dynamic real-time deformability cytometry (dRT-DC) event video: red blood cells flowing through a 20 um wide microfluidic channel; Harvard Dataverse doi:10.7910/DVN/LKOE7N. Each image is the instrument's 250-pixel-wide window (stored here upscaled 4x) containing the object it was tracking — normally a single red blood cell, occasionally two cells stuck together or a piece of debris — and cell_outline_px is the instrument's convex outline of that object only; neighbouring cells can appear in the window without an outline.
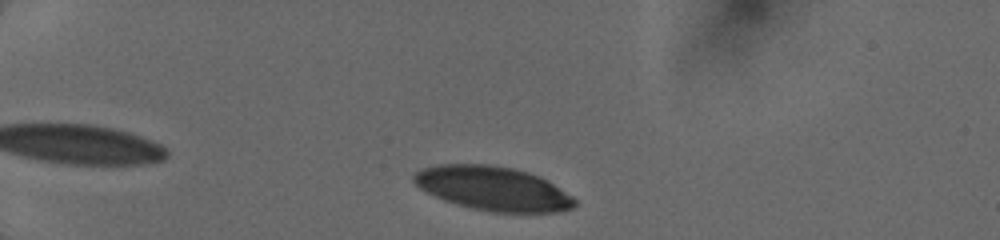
{"species": "human", "species_latin": "Homo sapiens", "temperature_condition": "cold", "stored_images_in_passage": 2, "camera_frame_rate_fps": 3000, "um_per_image_px": 0.085, "donor": {"sex": "female"}, "frame": {"image": 1, "passage_image": 1, "time_ms": 0.0, "image_size_px": [1000, 240], "cell_outline_px": [[576, 204], [572, 208], [556, 212], [492, 212], [472, 208], [456, 204], [444, 200], [420, 188], [412, 180], [412, 176], [416, 172], [424, 168], [440, 164], [488, 164], [512, 168], [528, 172], [540, 176], [572, 196], [576, 200]], "centroid_in_image_um": [41.9, 16.02], "position_along_channel_um": 43.1, "area_um2": 41.04}}